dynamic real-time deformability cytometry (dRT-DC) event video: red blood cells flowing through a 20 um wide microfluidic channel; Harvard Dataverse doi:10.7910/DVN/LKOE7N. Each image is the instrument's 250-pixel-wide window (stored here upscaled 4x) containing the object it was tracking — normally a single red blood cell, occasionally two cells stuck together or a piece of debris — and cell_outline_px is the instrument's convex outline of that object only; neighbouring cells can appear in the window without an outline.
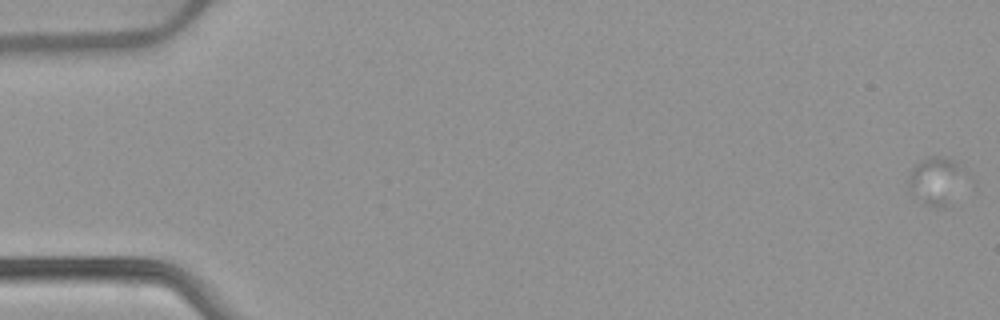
{"species": "common noctule bat (a hibernating species)", "species_latin": "Nyctalus noctula", "temperature_condition": "warm", "stored_images_in_passage": 55, "camera_frame_rate_fps": 3000, "um_per_image_px": 0.085, "animal": {"sex": "female", "body_mass_g": 22.7, "forearm_length_mm": 54.2}, "frame": {"image": 1, "passage_image": 1, "time_ms": 0.0, "image_size_px": [1000, 320], "cell_outline_px": [[960, 168], [944, 208], [936, 208], [920, 204], [916, 200], [908, 188], [908, 172], [916, 164], [932, 156], [940, 156], [952, 160]], "centroid_in_image_um": [79.29, 15.38], "position_along_channel_um": 5.7, "area_um2": 14.22}}
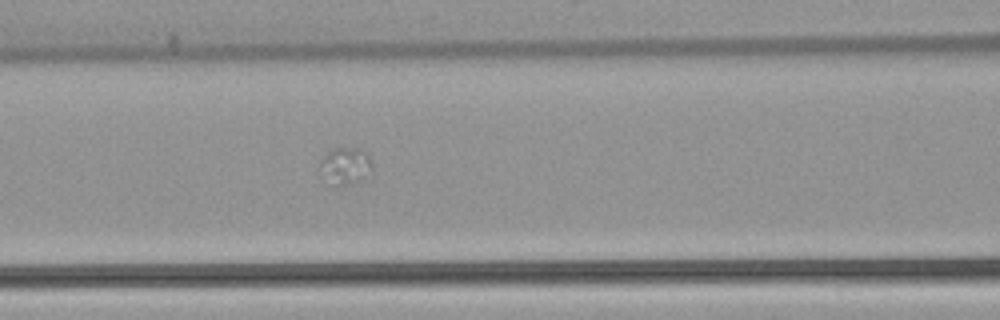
{"frame": {"image": 2, "passage_image": 24, "time_ms": 7.667, "image_size_px": [1000, 320], "cell_outline_px": [[372, 172], [360, 180], [336, 188], [320, 164], [320, 160], [332, 148], [360, 148], [368, 156], [372, 164]], "centroid_in_image_um": [29.42, 14.08], "position_along_channel_um": 137.2, "area_um2": 10.81}}
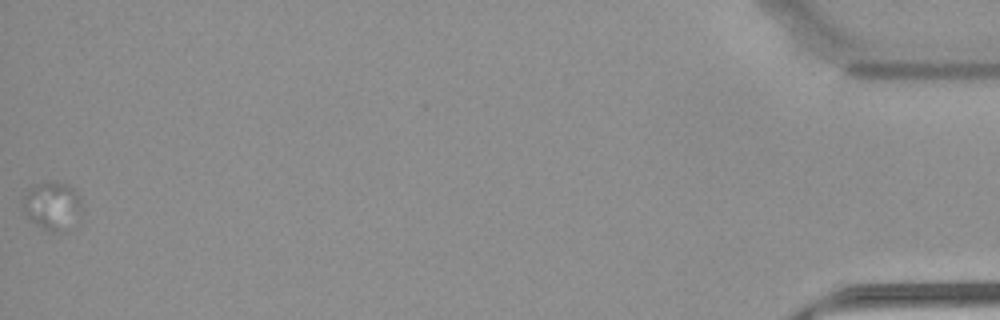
{"frame": {"image": 3, "passage_image": 55, "time_ms": 18.0, "image_size_px": [1000, 320], "cell_outline_px": [[80, 204], [64, 232], [48, 232], [36, 224], [20, 208], [20, 200], [24, 192], [32, 184], [56, 180], [68, 184], [80, 196]], "centroid_in_image_um": [4.3, 17.42], "position_along_channel_um": 430.9, "area_um2": 16.42}}